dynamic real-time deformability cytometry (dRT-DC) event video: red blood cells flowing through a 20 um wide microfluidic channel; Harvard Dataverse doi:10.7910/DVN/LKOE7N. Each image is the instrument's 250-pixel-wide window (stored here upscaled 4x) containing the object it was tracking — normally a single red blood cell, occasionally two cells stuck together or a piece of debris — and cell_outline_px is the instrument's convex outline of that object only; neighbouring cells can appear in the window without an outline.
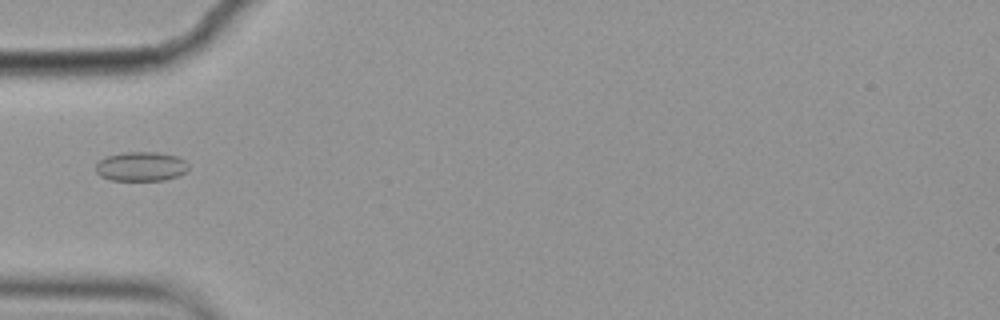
{"species": "common noctule bat (a hibernating species)", "species_latin": "Nyctalus noctula", "temperature_condition": "cold", "stored_images_in_passage": 7, "camera_frame_rate_fps": 3000, "um_per_image_px": 0.085, "animal": {"sex": "female", "body_mass_g": 19.9}, "frame": {"image": 1, "passage_image": 5, "time_ms": 1.333, "image_size_px": [1000, 320], "cell_outline_px": [[188, 168], [180, 176], [164, 180], [108, 180], [100, 176], [96, 172], [96, 164], [100, 160], [108, 156], [124, 152], [156, 152], [180, 156], [188, 164]], "centroid_in_image_um": [12.0, 14.15], "position_along_channel_um": 73.0, "area_um2": 15.95}}
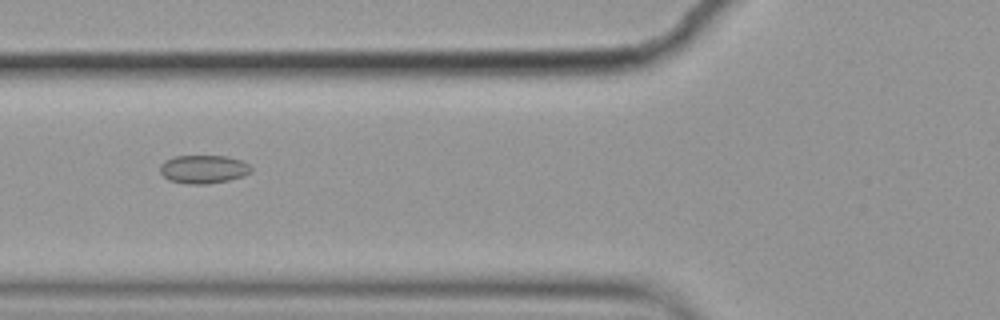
{"frame": {"image": 2, "passage_image": 6, "time_ms": 1.667, "image_size_px": [1000, 320], "cell_outline_px": [[252, 172], [244, 176], [228, 180], [208, 184], [188, 184], [168, 180], [160, 172], [160, 164], [164, 160], [176, 156], [228, 156], [240, 160], [248, 164], [252, 168]], "centroid_in_image_um": [17.29, 14.38], "position_along_channel_um": 108.5, "area_um2": 15.14}}
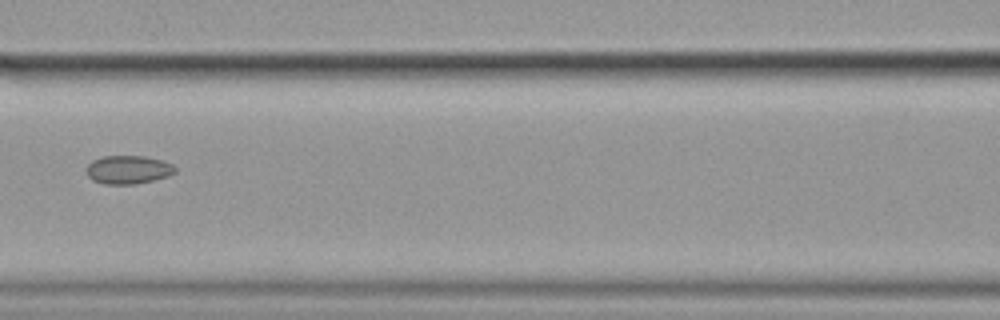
{"frame": {"image": 3, "passage_image": 7, "time_ms": 2.0, "image_size_px": [1000, 320], "cell_outline_px": [[176, 172], [168, 176], [136, 184], [104, 184], [92, 180], [88, 176], [84, 168], [92, 160], [104, 156], [144, 156], [160, 160], [172, 164], [176, 168]], "centroid_in_image_um": [10.86, 14.42], "position_along_channel_um": 155.7, "area_um2": 14.74}}